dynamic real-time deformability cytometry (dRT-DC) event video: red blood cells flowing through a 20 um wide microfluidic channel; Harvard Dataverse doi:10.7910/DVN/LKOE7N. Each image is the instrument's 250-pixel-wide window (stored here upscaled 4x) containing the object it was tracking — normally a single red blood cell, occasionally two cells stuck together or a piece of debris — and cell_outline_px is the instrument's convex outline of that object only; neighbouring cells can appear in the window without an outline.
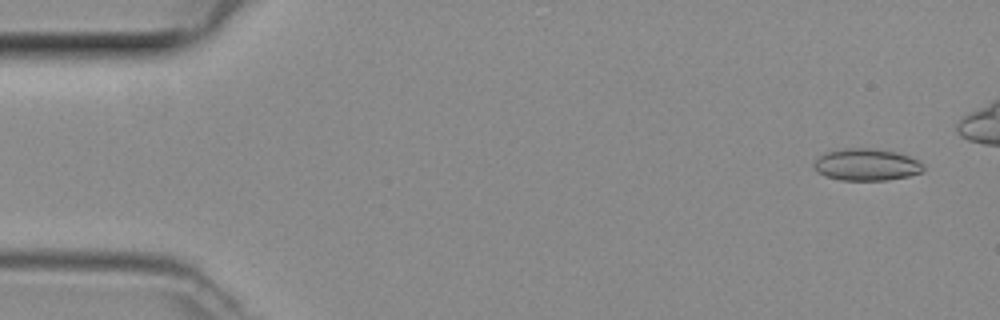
{"species": "common noctule bat (a hibernating species)", "species_latin": "Nyctalus noctula", "temperature_condition": "room temperature", "stored_images_in_passage": 40, "camera_frame_rate_fps": 3000, "um_per_image_px": 0.085, "animal": {"sex": "female", "body_mass_g": 29.2, "forearm_length_mm": 56.3}, "frame": {"image": 1, "passage_image": 3, "time_ms": 0.667, "image_size_px": [1000, 320], "cell_outline_px": [[924, 172], [908, 176], [888, 180], [840, 180], [824, 176], [816, 172], [812, 168], [812, 164], [824, 152], [844, 148], [868, 148], [896, 152], [920, 160], [924, 164]], "centroid_in_image_um": [73.64, 14.0], "position_along_channel_um": 11.4, "area_um2": 20.69}}
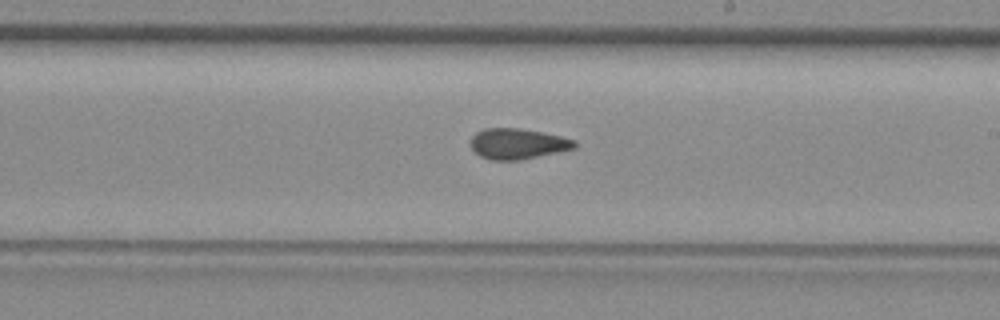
{"frame": {"image": 2, "passage_image": 28, "time_ms": 9.0, "image_size_px": [1000, 320], "cell_outline_px": [[576, 148], [520, 160], [492, 160], [480, 156], [472, 148], [472, 136], [476, 132], [484, 128], [516, 128], [540, 132], [560, 136], [576, 140]], "centroid_in_image_um": [44.01, 12.22], "position_along_channel_um": 245.0, "area_um2": 18.32}}
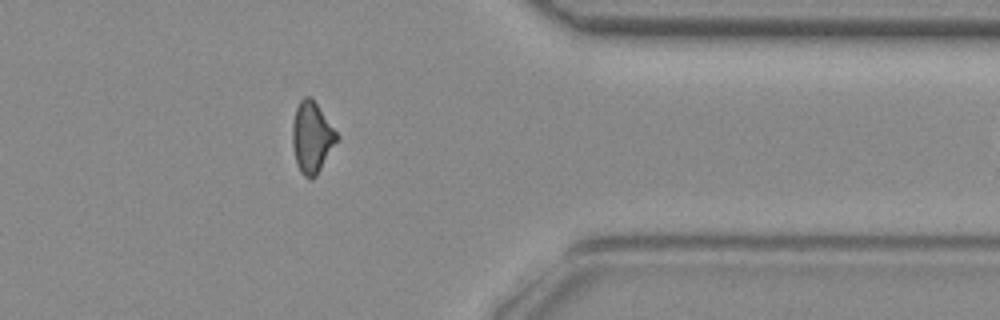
{"frame": {"image": 3, "passage_image": 39, "time_ms": 12.667, "image_size_px": [1000, 320], "cell_outline_px": [[340, 136], [316, 176], [304, 176], [300, 172], [296, 164], [292, 144], [292, 124], [296, 108], [300, 100], [304, 96], [308, 96], [316, 104]], "centroid_in_image_um": [26.49, 11.67], "position_along_channel_um": 384.9, "area_um2": 18.09}}